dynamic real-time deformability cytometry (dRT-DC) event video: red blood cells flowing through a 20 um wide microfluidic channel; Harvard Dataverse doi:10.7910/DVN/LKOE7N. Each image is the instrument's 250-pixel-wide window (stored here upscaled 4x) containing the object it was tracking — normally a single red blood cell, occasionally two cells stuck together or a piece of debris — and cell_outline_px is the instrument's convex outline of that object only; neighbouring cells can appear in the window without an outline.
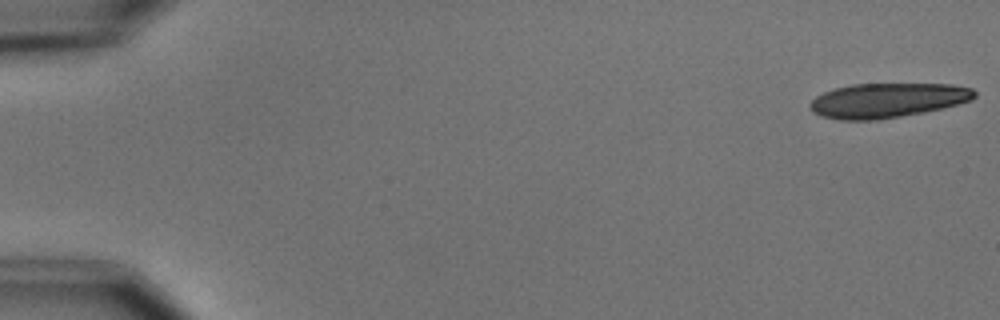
{"species": "common noctule bat (a hibernating species)", "species_latin": "Nyctalus noctula", "temperature_condition": "cold", "stored_images_in_passage": 6, "camera_frame_rate_fps": 3000, "um_per_image_px": 0.085, "animal": {"sex": "male", "body_mass_g": 15.6}, "frame": {"image": 1, "passage_image": 1, "time_ms": 0.0, "image_size_px": [1000, 320], "cell_outline_px": [[976, 96], [972, 100], [924, 112], [876, 120], [840, 120], [820, 116], [812, 112], [808, 104], [816, 96], [824, 92], [836, 88], [852, 84], [952, 84], [972, 88], [976, 92]], "centroid_in_image_um": [75.4, 8.53], "position_along_channel_um": 9.6, "area_um2": 33.12}}